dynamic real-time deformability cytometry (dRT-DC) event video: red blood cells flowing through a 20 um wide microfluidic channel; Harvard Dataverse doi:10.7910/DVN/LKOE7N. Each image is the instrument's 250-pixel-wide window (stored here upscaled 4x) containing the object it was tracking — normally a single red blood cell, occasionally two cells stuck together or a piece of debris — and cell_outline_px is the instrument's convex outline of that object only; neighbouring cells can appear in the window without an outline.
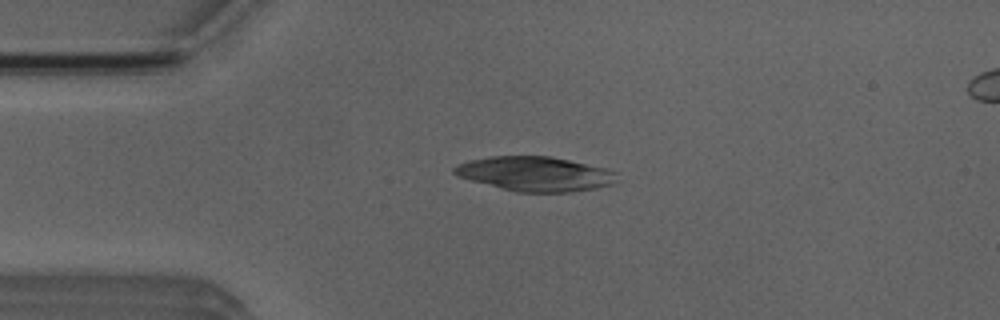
{"species": "Egyptian fruit bat (a non-hibernating species)", "species_latin": "Rousettus aegyptiacus", "temperature_condition": "room temperature", "stored_images_in_passage": 5, "camera_frame_rate_fps": 3000, "um_per_image_px": 0.085, "animal": {"sex": "male"}, "frame": {"image": 1, "passage_image": 3, "time_ms": 2.667, "image_size_px": [1000, 320], "cell_outline_px": [[616, 172], [612, 184], [596, 188], [572, 192], [516, 192], [456, 176], [452, 172], [452, 168], [456, 164], [468, 160], [492, 156], [548, 156], [568, 160], [604, 168]], "centroid_in_image_um": [45.41, 14.78], "position_along_channel_um": 39.6, "area_um2": 32.48}}